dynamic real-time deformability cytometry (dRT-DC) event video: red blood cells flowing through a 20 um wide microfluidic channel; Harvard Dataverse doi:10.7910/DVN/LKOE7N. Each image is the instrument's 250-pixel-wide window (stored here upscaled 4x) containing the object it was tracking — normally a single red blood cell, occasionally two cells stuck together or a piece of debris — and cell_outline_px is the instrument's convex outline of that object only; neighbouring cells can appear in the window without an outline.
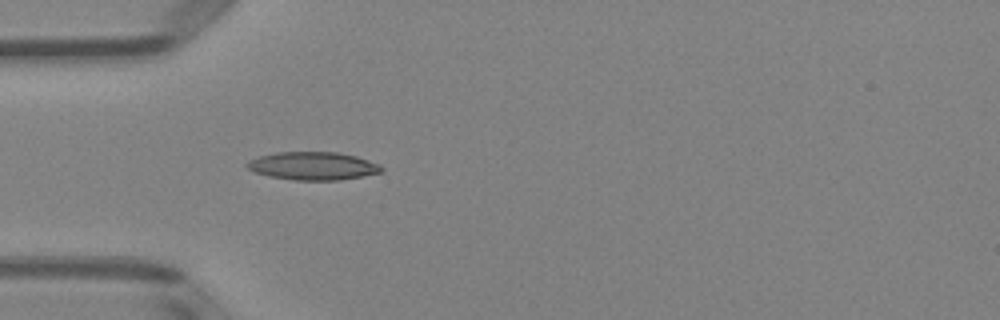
{"species": "Egyptian fruit bat (a non-hibernating species)", "species_latin": "Rousettus aegyptiacus", "temperature_condition": "room temperature", "stored_images_in_passage": 36, "camera_frame_rate_fps": 3000, "um_per_image_px": 0.085, "animal": {"sex": "female"}, "frame": {"image": 1, "passage_image": 1, "time_ms": 0.0, "image_size_px": [1000, 320], "cell_outline_px": [[384, 172], [340, 180], [292, 180], [268, 176], [256, 172], [248, 168], [244, 164], [248, 160], [256, 156], [276, 152], [336, 152], [356, 156], [380, 164], [384, 168]], "centroid_in_image_um": [26.59, 14.1], "position_along_channel_um": 58.4, "area_um2": 22.2}}
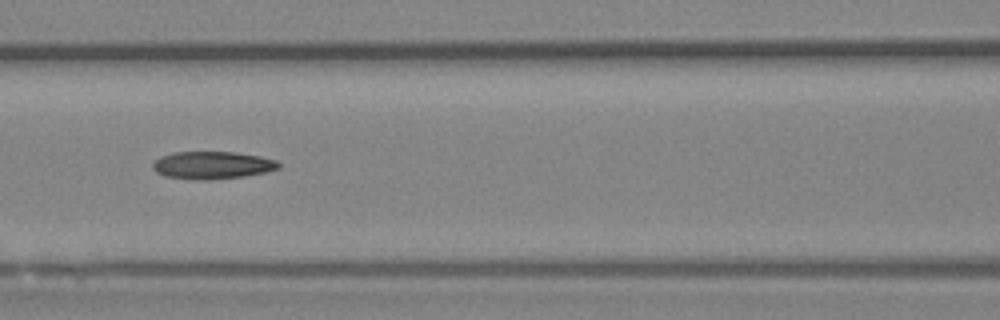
{"frame": {"image": 2, "passage_image": 8, "time_ms": 2.333, "image_size_px": [1000, 320], "cell_outline_px": [[280, 168], [264, 172], [244, 176], [212, 180], [192, 180], [164, 176], [156, 172], [152, 168], [152, 164], [160, 156], [176, 152], [236, 152], [260, 156], [276, 160], [280, 164]], "centroid_in_image_um": [18.03, 14.05], "position_along_channel_um": 148.6, "area_um2": 20.35}}
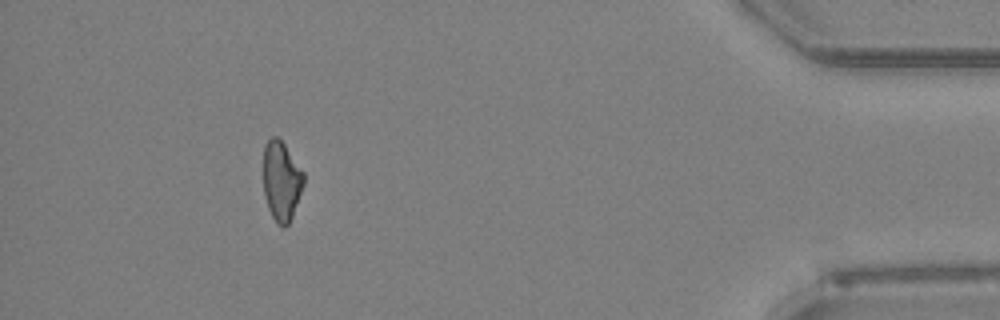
{"frame": {"image": 3, "passage_image": 32, "time_ms": 10.333, "image_size_px": [1000, 320], "cell_outline_px": [[304, 184], [292, 216], [288, 224], [284, 228], [276, 224], [268, 208], [264, 196], [264, 144], [272, 136], [276, 136], [284, 144], [304, 172]], "centroid_in_image_um": [23.92, 15.39], "position_along_channel_um": 411.3, "area_um2": 18.67}, "authors_computed_cell_mechanics": {"area_um2": 19.7098, "velocity_mm_per_s": 4.0153, "shape_relaxation_time_tau1_ms": null, "shape_relaxation_time_tau2_ms": 2.6843, "deformation_change_tau1": null, "deformation_change_tau2": 0.1108}}